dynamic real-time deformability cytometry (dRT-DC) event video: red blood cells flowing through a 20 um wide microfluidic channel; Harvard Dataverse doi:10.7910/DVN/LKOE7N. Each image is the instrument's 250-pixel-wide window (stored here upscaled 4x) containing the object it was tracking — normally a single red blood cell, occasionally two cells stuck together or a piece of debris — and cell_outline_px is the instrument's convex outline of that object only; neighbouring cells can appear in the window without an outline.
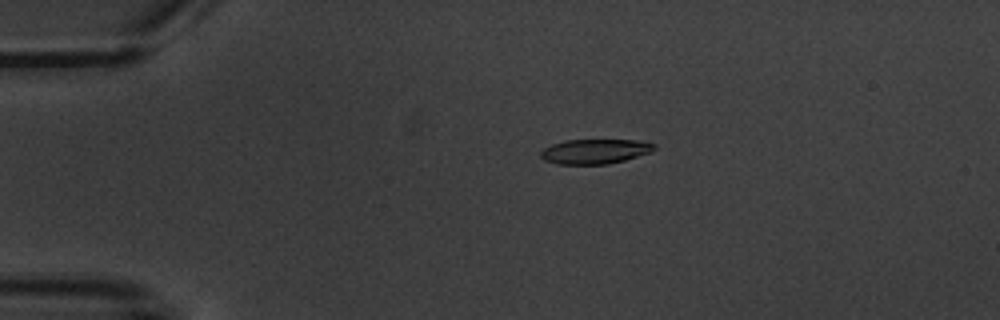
{"species": "common noctule bat (a hibernating species)", "species_latin": "Nyctalus noctula", "temperature_condition": "warm", "stored_images_in_passage": 3, "camera_frame_rate_fps": 3000, "um_per_image_px": 0.085, "animal": {"sex": "male", "body_mass_g": 20.1, "forearm_length_mm": 53.5}, "frame": {"image": 1, "passage_image": 1, "time_ms": 0.0, "image_size_px": [1000, 320], "cell_outline_px": [[656, 148], [652, 152], [624, 160], [608, 164], [560, 164], [544, 160], [540, 156], [540, 152], [544, 148], [552, 144], [564, 140], [636, 140], [656, 144]], "centroid_in_image_um": [50.58, 12.86], "position_along_channel_um": 34.4, "area_um2": 16.36}}
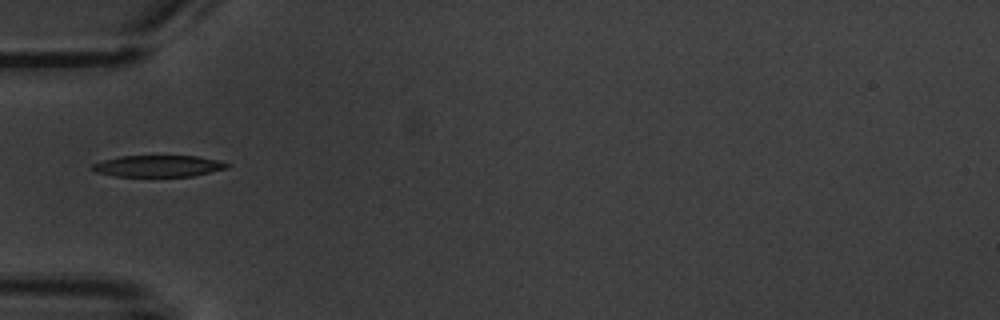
{"frame": {"image": 2, "passage_image": 3, "time_ms": 2.333, "image_size_px": [1000, 320], "cell_outline_px": [[232, 164], [228, 168], [192, 176], [116, 176], [96, 172], [88, 168], [92, 164], [104, 160], [120, 156], [196, 156], [220, 160]], "centroid_in_image_um": [13.47, 14.11], "position_along_channel_um": 71.5, "area_um2": 16.94}}